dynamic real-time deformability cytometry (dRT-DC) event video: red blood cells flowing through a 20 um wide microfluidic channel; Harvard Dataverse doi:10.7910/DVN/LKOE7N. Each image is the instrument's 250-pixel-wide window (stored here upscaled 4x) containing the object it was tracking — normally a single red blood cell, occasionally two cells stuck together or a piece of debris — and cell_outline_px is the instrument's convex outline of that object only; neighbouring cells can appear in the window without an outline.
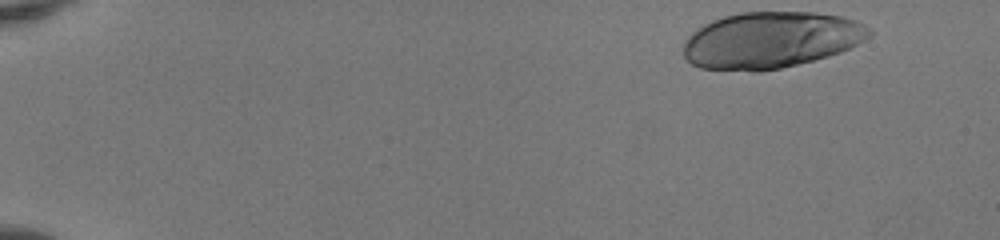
{"species": "human", "species_latin": "Homo sapiens", "temperature_condition": "room temperature", "stored_images_in_passage": 46, "camera_frame_rate_fps": 3000, "um_per_image_px": 0.085, "donor": {"sex": "female"}, "frame": {"image": 1, "passage_image": 1, "time_ms": 0.0, "image_size_px": [1000, 240], "cell_outline_px": [[872, 32], [864, 40], [840, 52], [828, 56], [780, 68], [760, 72], [752, 72], [700, 68], [692, 64], [684, 56], [684, 40], [692, 32], [704, 24], [712, 20], [724, 16], [740, 12], [816, 12], [844, 16], [856, 20], [872, 28]], "centroid_in_image_um": [65.52, 3.4], "position_along_channel_um": 19.5, "area_um2": 61.38}}